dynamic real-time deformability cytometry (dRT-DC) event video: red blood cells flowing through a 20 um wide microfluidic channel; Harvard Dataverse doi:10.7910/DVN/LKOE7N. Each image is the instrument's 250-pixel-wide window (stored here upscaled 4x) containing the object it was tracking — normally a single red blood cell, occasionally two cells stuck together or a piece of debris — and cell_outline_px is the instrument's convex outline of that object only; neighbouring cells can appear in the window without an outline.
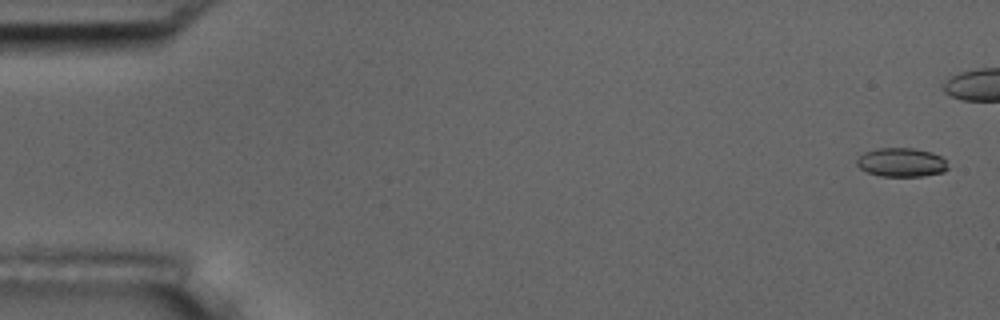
{"species": "common noctule bat (a hibernating species)", "species_latin": "Nyctalus noctula", "temperature_condition": "room temperature", "stored_images_in_passage": 9, "camera_frame_rate_fps": 3000, "um_per_image_px": 0.085, "animal": {"sex": "male", "body_mass_g": 17.5, "forearm_length_mm": 52.3}, "frame": {"image": 1, "passage_image": 1, "time_ms": 0.0, "image_size_px": [1000, 320], "cell_outline_px": [[948, 168], [944, 172], [924, 176], [880, 176], [868, 172], [860, 168], [856, 164], [856, 160], [864, 152], [876, 148], [912, 148], [932, 152], [940, 156], [944, 160]], "centroid_in_image_um": [76.61, 13.8], "position_along_channel_um": 8.4, "area_um2": 15.32}}